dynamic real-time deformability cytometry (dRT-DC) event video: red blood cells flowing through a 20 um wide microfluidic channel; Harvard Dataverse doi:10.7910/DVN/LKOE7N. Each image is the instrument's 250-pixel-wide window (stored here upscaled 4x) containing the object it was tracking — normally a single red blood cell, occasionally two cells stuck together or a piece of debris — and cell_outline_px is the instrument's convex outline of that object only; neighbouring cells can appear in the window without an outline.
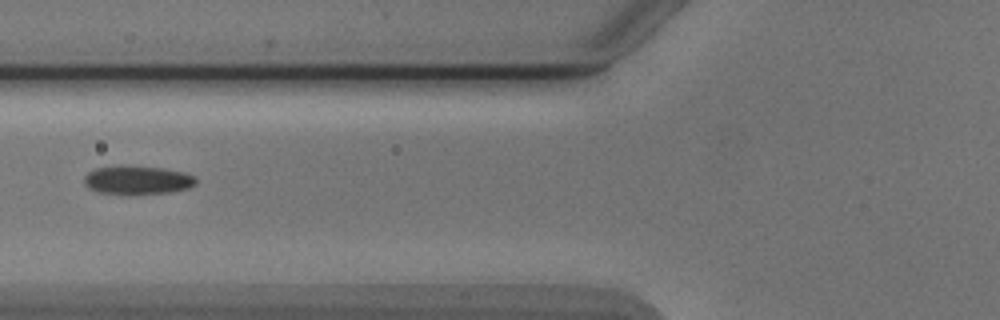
{"species": "Egyptian fruit bat (a non-hibernating species)", "species_latin": "Rousettus aegyptiacus", "temperature_condition": "cold", "stored_images_in_passage": 4, "camera_frame_rate_fps": 3000, "um_per_image_px": 0.085, "animal": {"sex": "male"}, "frame": {"image": 1, "passage_image": 3, "time_ms": 2.667, "image_size_px": [1000, 320], "cell_outline_px": [[196, 184], [188, 188], [168, 192], [132, 196], [128, 196], [100, 192], [88, 188], [84, 184], [84, 176], [88, 172], [96, 168], [164, 168], [184, 172], [192, 176], [196, 180]], "centroid_in_image_um": [11.68, 15.37], "position_along_channel_um": 114.1, "area_um2": 18.26}}
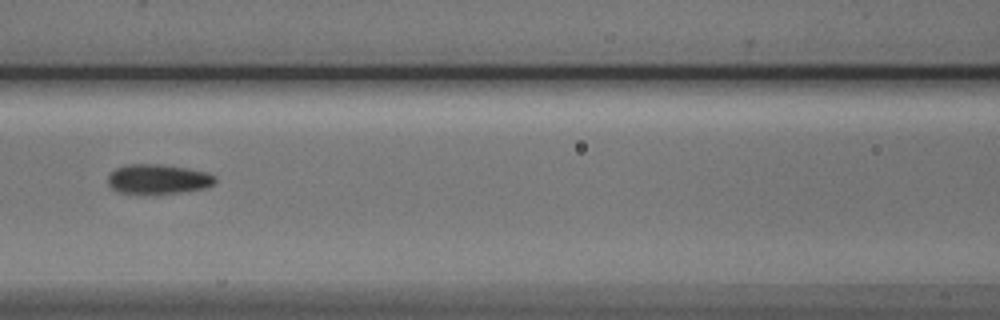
{"frame": {"image": 2, "passage_image": 4, "time_ms": 3.667, "image_size_px": [1000, 320], "cell_outline_px": [[216, 180], [212, 184], [204, 188], [180, 192], [120, 192], [112, 188], [108, 184], [108, 176], [116, 168], [128, 164], [160, 164], [188, 168], [204, 172], [216, 176]], "centroid_in_image_um": [13.44, 15.19], "position_along_channel_um": 153.2, "area_um2": 17.98}}